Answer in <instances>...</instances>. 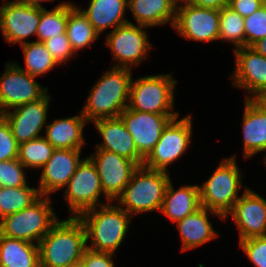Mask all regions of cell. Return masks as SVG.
Instances as JSON below:
<instances>
[{
	"mask_svg": "<svg viewBox=\"0 0 266 267\" xmlns=\"http://www.w3.org/2000/svg\"><path fill=\"white\" fill-rule=\"evenodd\" d=\"M134 70L110 66L88 90L80 110L87 122L117 118L128 107Z\"/></svg>",
	"mask_w": 266,
	"mask_h": 267,
	"instance_id": "obj_1",
	"label": "cell"
},
{
	"mask_svg": "<svg viewBox=\"0 0 266 267\" xmlns=\"http://www.w3.org/2000/svg\"><path fill=\"white\" fill-rule=\"evenodd\" d=\"M78 218L86 230V248L116 254L133 217L115 202H109L86 210Z\"/></svg>",
	"mask_w": 266,
	"mask_h": 267,
	"instance_id": "obj_2",
	"label": "cell"
},
{
	"mask_svg": "<svg viewBox=\"0 0 266 267\" xmlns=\"http://www.w3.org/2000/svg\"><path fill=\"white\" fill-rule=\"evenodd\" d=\"M40 267H69L81 263L86 230L78 217L59 221L38 243Z\"/></svg>",
	"mask_w": 266,
	"mask_h": 267,
	"instance_id": "obj_3",
	"label": "cell"
},
{
	"mask_svg": "<svg viewBox=\"0 0 266 267\" xmlns=\"http://www.w3.org/2000/svg\"><path fill=\"white\" fill-rule=\"evenodd\" d=\"M237 160V154L223 158L206 181L198 184L201 207L225 217L242 195L241 191L249 188L243 183L244 174Z\"/></svg>",
	"mask_w": 266,
	"mask_h": 267,
	"instance_id": "obj_4",
	"label": "cell"
},
{
	"mask_svg": "<svg viewBox=\"0 0 266 267\" xmlns=\"http://www.w3.org/2000/svg\"><path fill=\"white\" fill-rule=\"evenodd\" d=\"M171 173L139 166L115 203L132 217L160 212Z\"/></svg>",
	"mask_w": 266,
	"mask_h": 267,
	"instance_id": "obj_5",
	"label": "cell"
},
{
	"mask_svg": "<svg viewBox=\"0 0 266 267\" xmlns=\"http://www.w3.org/2000/svg\"><path fill=\"white\" fill-rule=\"evenodd\" d=\"M172 73L133 78L128 109L155 114H180L175 109L177 83Z\"/></svg>",
	"mask_w": 266,
	"mask_h": 267,
	"instance_id": "obj_6",
	"label": "cell"
},
{
	"mask_svg": "<svg viewBox=\"0 0 266 267\" xmlns=\"http://www.w3.org/2000/svg\"><path fill=\"white\" fill-rule=\"evenodd\" d=\"M52 204V197L41 195L25 209L3 217L0 235L38 244L60 219Z\"/></svg>",
	"mask_w": 266,
	"mask_h": 267,
	"instance_id": "obj_7",
	"label": "cell"
},
{
	"mask_svg": "<svg viewBox=\"0 0 266 267\" xmlns=\"http://www.w3.org/2000/svg\"><path fill=\"white\" fill-rule=\"evenodd\" d=\"M149 27L128 23L105 33L104 45L112 55V67L134 70L147 61L153 44L148 34Z\"/></svg>",
	"mask_w": 266,
	"mask_h": 267,
	"instance_id": "obj_8",
	"label": "cell"
},
{
	"mask_svg": "<svg viewBox=\"0 0 266 267\" xmlns=\"http://www.w3.org/2000/svg\"><path fill=\"white\" fill-rule=\"evenodd\" d=\"M193 128L192 114L172 119L154 149L144 159L143 166L171 173L170 165L183 158L193 144Z\"/></svg>",
	"mask_w": 266,
	"mask_h": 267,
	"instance_id": "obj_9",
	"label": "cell"
},
{
	"mask_svg": "<svg viewBox=\"0 0 266 267\" xmlns=\"http://www.w3.org/2000/svg\"><path fill=\"white\" fill-rule=\"evenodd\" d=\"M62 193L68 206V217H78L88 209L111 202L104 195L97 169L88 157L78 165Z\"/></svg>",
	"mask_w": 266,
	"mask_h": 267,
	"instance_id": "obj_10",
	"label": "cell"
},
{
	"mask_svg": "<svg viewBox=\"0 0 266 267\" xmlns=\"http://www.w3.org/2000/svg\"><path fill=\"white\" fill-rule=\"evenodd\" d=\"M220 10L189 3L176 7L173 30L187 41L212 43L219 41Z\"/></svg>",
	"mask_w": 266,
	"mask_h": 267,
	"instance_id": "obj_11",
	"label": "cell"
},
{
	"mask_svg": "<svg viewBox=\"0 0 266 267\" xmlns=\"http://www.w3.org/2000/svg\"><path fill=\"white\" fill-rule=\"evenodd\" d=\"M87 157L97 169L104 195L115 202L139 166L134 161L105 149L94 148Z\"/></svg>",
	"mask_w": 266,
	"mask_h": 267,
	"instance_id": "obj_12",
	"label": "cell"
},
{
	"mask_svg": "<svg viewBox=\"0 0 266 267\" xmlns=\"http://www.w3.org/2000/svg\"><path fill=\"white\" fill-rule=\"evenodd\" d=\"M40 22V7L7 0L0 5V30L2 38L9 45L28 43L32 36H36Z\"/></svg>",
	"mask_w": 266,
	"mask_h": 267,
	"instance_id": "obj_13",
	"label": "cell"
},
{
	"mask_svg": "<svg viewBox=\"0 0 266 267\" xmlns=\"http://www.w3.org/2000/svg\"><path fill=\"white\" fill-rule=\"evenodd\" d=\"M51 99L52 95L48 91L37 101L19 105L3 113L18 144L44 135Z\"/></svg>",
	"mask_w": 266,
	"mask_h": 267,
	"instance_id": "obj_14",
	"label": "cell"
},
{
	"mask_svg": "<svg viewBox=\"0 0 266 267\" xmlns=\"http://www.w3.org/2000/svg\"><path fill=\"white\" fill-rule=\"evenodd\" d=\"M232 219L238 231V241L266 236V198L252 188L246 189L224 221Z\"/></svg>",
	"mask_w": 266,
	"mask_h": 267,
	"instance_id": "obj_15",
	"label": "cell"
},
{
	"mask_svg": "<svg viewBox=\"0 0 266 267\" xmlns=\"http://www.w3.org/2000/svg\"><path fill=\"white\" fill-rule=\"evenodd\" d=\"M234 59L233 72L230 73L232 87L243 89L245 99H254L266 91V57L258 54L251 47L232 50Z\"/></svg>",
	"mask_w": 266,
	"mask_h": 267,
	"instance_id": "obj_16",
	"label": "cell"
},
{
	"mask_svg": "<svg viewBox=\"0 0 266 267\" xmlns=\"http://www.w3.org/2000/svg\"><path fill=\"white\" fill-rule=\"evenodd\" d=\"M180 114H155L126 108L120 118L132 135L138 153L145 159L157 144L164 128Z\"/></svg>",
	"mask_w": 266,
	"mask_h": 267,
	"instance_id": "obj_17",
	"label": "cell"
},
{
	"mask_svg": "<svg viewBox=\"0 0 266 267\" xmlns=\"http://www.w3.org/2000/svg\"><path fill=\"white\" fill-rule=\"evenodd\" d=\"M83 150L55 149L52 157L40 169L38 190L42 196H51L64 189L78 165L84 159Z\"/></svg>",
	"mask_w": 266,
	"mask_h": 267,
	"instance_id": "obj_18",
	"label": "cell"
},
{
	"mask_svg": "<svg viewBox=\"0 0 266 267\" xmlns=\"http://www.w3.org/2000/svg\"><path fill=\"white\" fill-rule=\"evenodd\" d=\"M101 142L94 145L96 149H105L134 161L143 166L144 158L138 153L134 139L120 117L99 119L94 122Z\"/></svg>",
	"mask_w": 266,
	"mask_h": 267,
	"instance_id": "obj_19",
	"label": "cell"
},
{
	"mask_svg": "<svg viewBox=\"0 0 266 267\" xmlns=\"http://www.w3.org/2000/svg\"><path fill=\"white\" fill-rule=\"evenodd\" d=\"M212 216L224 221L221 214L201 207L195 213L174 223L179 232L182 252L193 251L220 236L210 221Z\"/></svg>",
	"mask_w": 266,
	"mask_h": 267,
	"instance_id": "obj_20",
	"label": "cell"
},
{
	"mask_svg": "<svg viewBox=\"0 0 266 267\" xmlns=\"http://www.w3.org/2000/svg\"><path fill=\"white\" fill-rule=\"evenodd\" d=\"M243 100L242 157L249 160L258 153H266V112L253 99Z\"/></svg>",
	"mask_w": 266,
	"mask_h": 267,
	"instance_id": "obj_21",
	"label": "cell"
},
{
	"mask_svg": "<svg viewBox=\"0 0 266 267\" xmlns=\"http://www.w3.org/2000/svg\"><path fill=\"white\" fill-rule=\"evenodd\" d=\"M45 126L44 137L55 149L83 150L87 141L84 136V128L87 125L86 118L81 111L71 117L55 118Z\"/></svg>",
	"mask_w": 266,
	"mask_h": 267,
	"instance_id": "obj_22",
	"label": "cell"
},
{
	"mask_svg": "<svg viewBox=\"0 0 266 267\" xmlns=\"http://www.w3.org/2000/svg\"><path fill=\"white\" fill-rule=\"evenodd\" d=\"M172 180L167 185L160 213L174 224L195 213L201 204L198 183H188L177 188Z\"/></svg>",
	"mask_w": 266,
	"mask_h": 267,
	"instance_id": "obj_23",
	"label": "cell"
},
{
	"mask_svg": "<svg viewBox=\"0 0 266 267\" xmlns=\"http://www.w3.org/2000/svg\"><path fill=\"white\" fill-rule=\"evenodd\" d=\"M87 8L77 6L87 17L95 31L102 35L107 29L113 31L118 26L129 22L128 0H90Z\"/></svg>",
	"mask_w": 266,
	"mask_h": 267,
	"instance_id": "obj_24",
	"label": "cell"
},
{
	"mask_svg": "<svg viewBox=\"0 0 266 267\" xmlns=\"http://www.w3.org/2000/svg\"><path fill=\"white\" fill-rule=\"evenodd\" d=\"M134 24L151 28L175 23L176 7L170 0H128Z\"/></svg>",
	"mask_w": 266,
	"mask_h": 267,
	"instance_id": "obj_25",
	"label": "cell"
},
{
	"mask_svg": "<svg viewBox=\"0 0 266 267\" xmlns=\"http://www.w3.org/2000/svg\"><path fill=\"white\" fill-rule=\"evenodd\" d=\"M0 267H40L38 244L0 235Z\"/></svg>",
	"mask_w": 266,
	"mask_h": 267,
	"instance_id": "obj_26",
	"label": "cell"
},
{
	"mask_svg": "<svg viewBox=\"0 0 266 267\" xmlns=\"http://www.w3.org/2000/svg\"><path fill=\"white\" fill-rule=\"evenodd\" d=\"M66 33L76 55L101 38L75 3L68 9Z\"/></svg>",
	"mask_w": 266,
	"mask_h": 267,
	"instance_id": "obj_27",
	"label": "cell"
},
{
	"mask_svg": "<svg viewBox=\"0 0 266 267\" xmlns=\"http://www.w3.org/2000/svg\"><path fill=\"white\" fill-rule=\"evenodd\" d=\"M20 47L23 52L25 67H21L17 61L13 62L27 74L37 78L43 75L47 77L50 71L59 67L43 42L29 40L28 43H24Z\"/></svg>",
	"mask_w": 266,
	"mask_h": 267,
	"instance_id": "obj_28",
	"label": "cell"
},
{
	"mask_svg": "<svg viewBox=\"0 0 266 267\" xmlns=\"http://www.w3.org/2000/svg\"><path fill=\"white\" fill-rule=\"evenodd\" d=\"M73 1H62L53 8H40V22L37 28V41L44 42L66 32L68 9Z\"/></svg>",
	"mask_w": 266,
	"mask_h": 267,
	"instance_id": "obj_29",
	"label": "cell"
},
{
	"mask_svg": "<svg viewBox=\"0 0 266 267\" xmlns=\"http://www.w3.org/2000/svg\"><path fill=\"white\" fill-rule=\"evenodd\" d=\"M38 187H0V219L30 206L39 197Z\"/></svg>",
	"mask_w": 266,
	"mask_h": 267,
	"instance_id": "obj_30",
	"label": "cell"
},
{
	"mask_svg": "<svg viewBox=\"0 0 266 267\" xmlns=\"http://www.w3.org/2000/svg\"><path fill=\"white\" fill-rule=\"evenodd\" d=\"M219 41L232 43L233 50L245 47L244 18L235 12L230 6H224L220 10Z\"/></svg>",
	"mask_w": 266,
	"mask_h": 267,
	"instance_id": "obj_31",
	"label": "cell"
},
{
	"mask_svg": "<svg viewBox=\"0 0 266 267\" xmlns=\"http://www.w3.org/2000/svg\"><path fill=\"white\" fill-rule=\"evenodd\" d=\"M55 148L44 137L19 144L18 160L27 168L40 170L52 157Z\"/></svg>",
	"mask_w": 266,
	"mask_h": 267,
	"instance_id": "obj_32",
	"label": "cell"
},
{
	"mask_svg": "<svg viewBox=\"0 0 266 267\" xmlns=\"http://www.w3.org/2000/svg\"><path fill=\"white\" fill-rule=\"evenodd\" d=\"M26 169L18 159L0 161V187L29 185Z\"/></svg>",
	"mask_w": 266,
	"mask_h": 267,
	"instance_id": "obj_33",
	"label": "cell"
},
{
	"mask_svg": "<svg viewBox=\"0 0 266 267\" xmlns=\"http://www.w3.org/2000/svg\"><path fill=\"white\" fill-rule=\"evenodd\" d=\"M245 47H251L255 42L266 37V9L260 7L253 14L244 18Z\"/></svg>",
	"mask_w": 266,
	"mask_h": 267,
	"instance_id": "obj_34",
	"label": "cell"
},
{
	"mask_svg": "<svg viewBox=\"0 0 266 267\" xmlns=\"http://www.w3.org/2000/svg\"><path fill=\"white\" fill-rule=\"evenodd\" d=\"M43 43L59 66L69 64V61L72 59L74 61L77 60L66 32L60 34V36L52 37Z\"/></svg>",
	"mask_w": 266,
	"mask_h": 267,
	"instance_id": "obj_35",
	"label": "cell"
},
{
	"mask_svg": "<svg viewBox=\"0 0 266 267\" xmlns=\"http://www.w3.org/2000/svg\"><path fill=\"white\" fill-rule=\"evenodd\" d=\"M238 248L253 267H266V236L238 241Z\"/></svg>",
	"mask_w": 266,
	"mask_h": 267,
	"instance_id": "obj_36",
	"label": "cell"
},
{
	"mask_svg": "<svg viewBox=\"0 0 266 267\" xmlns=\"http://www.w3.org/2000/svg\"><path fill=\"white\" fill-rule=\"evenodd\" d=\"M19 144L12 134L11 127L3 114H0V161L18 158Z\"/></svg>",
	"mask_w": 266,
	"mask_h": 267,
	"instance_id": "obj_37",
	"label": "cell"
},
{
	"mask_svg": "<svg viewBox=\"0 0 266 267\" xmlns=\"http://www.w3.org/2000/svg\"><path fill=\"white\" fill-rule=\"evenodd\" d=\"M113 256L115 254L86 248L81 258V264L83 267H116Z\"/></svg>",
	"mask_w": 266,
	"mask_h": 267,
	"instance_id": "obj_38",
	"label": "cell"
},
{
	"mask_svg": "<svg viewBox=\"0 0 266 267\" xmlns=\"http://www.w3.org/2000/svg\"><path fill=\"white\" fill-rule=\"evenodd\" d=\"M228 6L245 18L253 14L262 5L261 0H228Z\"/></svg>",
	"mask_w": 266,
	"mask_h": 267,
	"instance_id": "obj_39",
	"label": "cell"
},
{
	"mask_svg": "<svg viewBox=\"0 0 266 267\" xmlns=\"http://www.w3.org/2000/svg\"><path fill=\"white\" fill-rule=\"evenodd\" d=\"M187 3L198 7L221 10L224 6L228 5V0H188Z\"/></svg>",
	"mask_w": 266,
	"mask_h": 267,
	"instance_id": "obj_40",
	"label": "cell"
},
{
	"mask_svg": "<svg viewBox=\"0 0 266 267\" xmlns=\"http://www.w3.org/2000/svg\"><path fill=\"white\" fill-rule=\"evenodd\" d=\"M251 48L266 57V37L255 42Z\"/></svg>",
	"mask_w": 266,
	"mask_h": 267,
	"instance_id": "obj_41",
	"label": "cell"
},
{
	"mask_svg": "<svg viewBox=\"0 0 266 267\" xmlns=\"http://www.w3.org/2000/svg\"><path fill=\"white\" fill-rule=\"evenodd\" d=\"M19 3H22V4H27V5H30V6H34V7H40V8H45L43 6V2H56L57 0H15ZM42 3V4H41Z\"/></svg>",
	"mask_w": 266,
	"mask_h": 267,
	"instance_id": "obj_42",
	"label": "cell"
},
{
	"mask_svg": "<svg viewBox=\"0 0 266 267\" xmlns=\"http://www.w3.org/2000/svg\"><path fill=\"white\" fill-rule=\"evenodd\" d=\"M253 100L264 112H266V91L259 93Z\"/></svg>",
	"mask_w": 266,
	"mask_h": 267,
	"instance_id": "obj_43",
	"label": "cell"
},
{
	"mask_svg": "<svg viewBox=\"0 0 266 267\" xmlns=\"http://www.w3.org/2000/svg\"><path fill=\"white\" fill-rule=\"evenodd\" d=\"M170 1L175 5V7L186 4L188 2V0H170Z\"/></svg>",
	"mask_w": 266,
	"mask_h": 267,
	"instance_id": "obj_44",
	"label": "cell"
},
{
	"mask_svg": "<svg viewBox=\"0 0 266 267\" xmlns=\"http://www.w3.org/2000/svg\"><path fill=\"white\" fill-rule=\"evenodd\" d=\"M262 157H264V158H262V162H263V164L265 165V167H266V153L264 154V156H262Z\"/></svg>",
	"mask_w": 266,
	"mask_h": 267,
	"instance_id": "obj_45",
	"label": "cell"
},
{
	"mask_svg": "<svg viewBox=\"0 0 266 267\" xmlns=\"http://www.w3.org/2000/svg\"><path fill=\"white\" fill-rule=\"evenodd\" d=\"M261 5L266 9V0H261Z\"/></svg>",
	"mask_w": 266,
	"mask_h": 267,
	"instance_id": "obj_46",
	"label": "cell"
},
{
	"mask_svg": "<svg viewBox=\"0 0 266 267\" xmlns=\"http://www.w3.org/2000/svg\"><path fill=\"white\" fill-rule=\"evenodd\" d=\"M69 267H83V265L81 263H78L76 265H72V266H69Z\"/></svg>",
	"mask_w": 266,
	"mask_h": 267,
	"instance_id": "obj_47",
	"label": "cell"
}]
</instances>
